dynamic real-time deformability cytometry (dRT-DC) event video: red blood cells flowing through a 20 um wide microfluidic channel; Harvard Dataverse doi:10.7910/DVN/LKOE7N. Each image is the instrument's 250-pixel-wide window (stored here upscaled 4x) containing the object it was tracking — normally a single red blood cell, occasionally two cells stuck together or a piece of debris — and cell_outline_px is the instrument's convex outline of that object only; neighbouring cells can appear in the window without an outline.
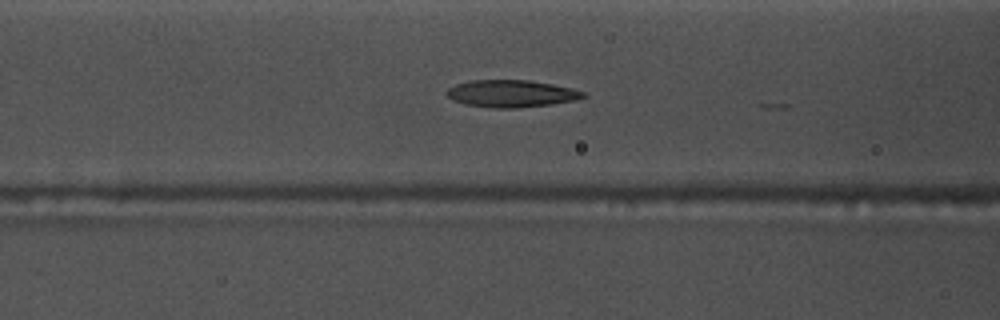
{"species": "common noctule bat (a hibernating species)", "species_latin": "Nyctalus noctula", "temperature_condition": "warm", "stored_images_in_passage": 56, "camera_frame_rate_fps": 3000, "um_per_image_px": 0.085, "animal": {"sex": "male", "body_mass_g": 17.5, "forearm_length_mm": 52.3}, "frame": {"image": 1, "passage_image": 22, "time_ms": 7.0, "image_size_px": [1000, 320], "cell_outline_px": [[588, 96], [576, 100], [552, 104], [516, 108], [492, 108], [464, 104], [452, 100], [444, 92], [448, 88], [456, 84], [472, 80], [528, 80], [552, 84], [572, 88], [588, 92]], "centroid_in_image_um": [43.49, 7.96], "position_along_channel_um": 123.1, "area_um2": 21.85}}
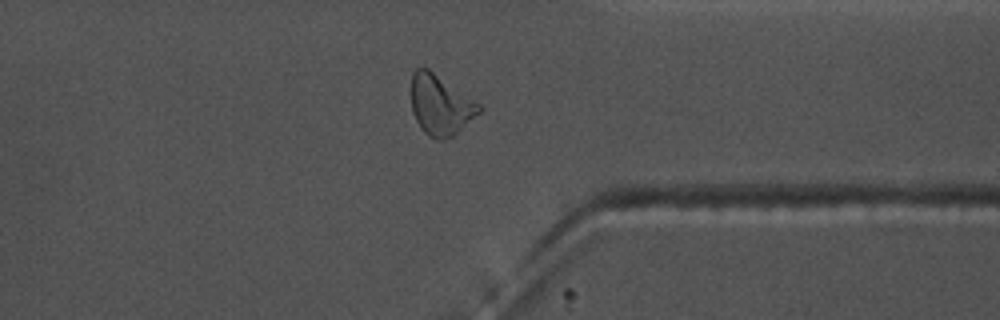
{"frame": {"image": 2, "passage_image": 43, "time_ms": 14.0, "image_size_px": [1000, 320], "cell_outline_px": [[484, 108], [480, 112], [452, 136], [444, 140], [436, 140], [428, 136], [420, 128], [412, 112], [412, 72], [416, 68], [428, 68], [480, 104]], "centroid_in_image_um": [37.42, 8.94], "position_along_channel_um": 374.0, "area_um2": 23.58}}
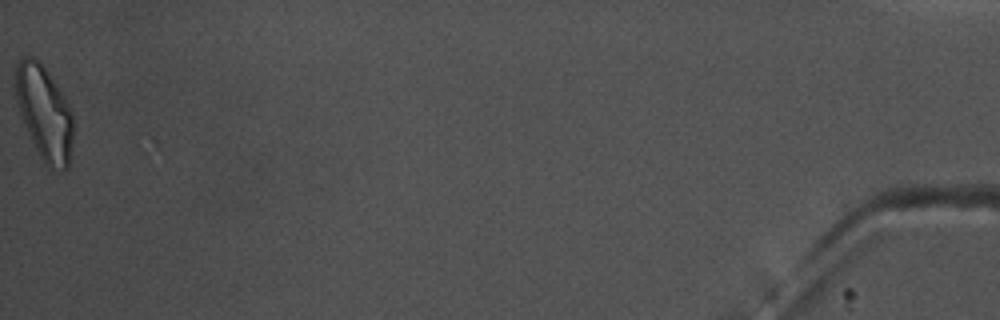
{"frame": {"image": 3, "passage_image": 56, "time_ms": 18.333, "image_size_px": [1000, 320], "cell_outline_px": [[72, 144], [68, 168], [48, 168], [44, 164], [28, 132], [20, 112], [16, 100], [12, 84], [16, 64], [24, 56], [32, 56], [44, 68], [64, 96], [72, 112]], "centroid_in_image_um": [3.73, 9.56], "position_along_channel_um": 431.5, "area_um2": 31.39}, "authors_computed_cell_mechanics": {"area_um2": 22.1663, "velocity_mm_per_s": 3.6647, "shape_relaxation_time_tau1_ms": null, "shape_relaxation_time_tau2_ms": 3.3957, "deformation_change_tau1": null, "deformation_change_tau2": 0.1278}}